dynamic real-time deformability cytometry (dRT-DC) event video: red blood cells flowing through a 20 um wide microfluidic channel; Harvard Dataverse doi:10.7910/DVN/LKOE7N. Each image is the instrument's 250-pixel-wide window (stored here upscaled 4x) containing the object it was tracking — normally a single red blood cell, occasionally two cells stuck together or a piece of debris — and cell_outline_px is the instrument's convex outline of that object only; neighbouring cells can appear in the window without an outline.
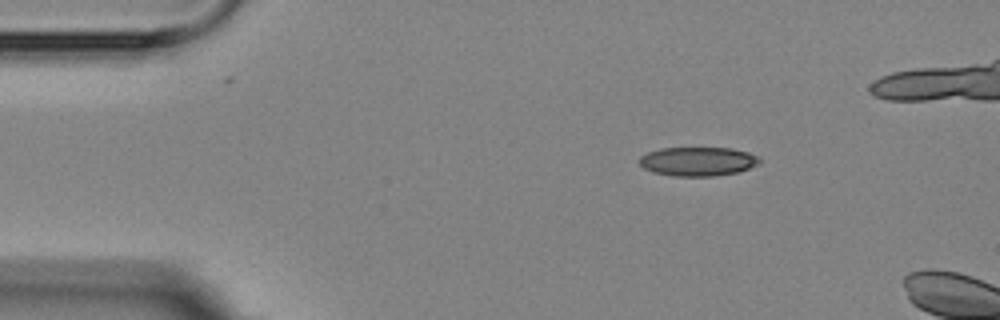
{"species": "Egyptian fruit bat (a non-hibernating species)", "species_latin": "Rousettus aegyptiacus", "temperature_condition": "room temperature", "stored_images_in_passage": 3, "camera_frame_rate_fps": 3000, "um_per_image_px": 0.085, "animal": {"sex": "female"}, "frame": {"image": 1, "passage_image": 1, "time_ms": 0.0, "image_size_px": [1000, 320], "cell_outline_px": [[760, 164], [740, 172], [712, 176], [672, 176], [652, 172], [644, 168], [640, 164], [640, 156], [648, 152], [660, 148], [732, 148], [748, 152], [760, 156]], "centroid_in_image_um": [59.35, 13.72], "position_along_channel_um": 25.6, "area_um2": 20.52}}